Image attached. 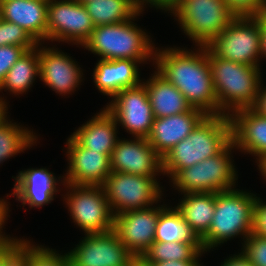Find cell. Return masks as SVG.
Listing matches in <instances>:
<instances>
[{
  "mask_svg": "<svg viewBox=\"0 0 266 266\" xmlns=\"http://www.w3.org/2000/svg\"><path fill=\"white\" fill-rule=\"evenodd\" d=\"M39 78L58 94H70L82 81V70L55 47H39Z\"/></svg>",
  "mask_w": 266,
  "mask_h": 266,
  "instance_id": "obj_16",
  "label": "cell"
},
{
  "mask_svg": "<svg viewBox=\"0 0 266 266\" xmlns=\"http://www.w3.org/2000/svg\"><path fill=\"white\" fill-rule=\"evenodd\" d=\"M257 196L231 189L215 193V212L208 233L201 239L204 251L211 250L238 235L243 241L253 232Z\"/></svg>",
  "mask_w": 266,
  "mask_h": 266,
  "instance_id": "obj_3",
  "label": "cell"
},
{
  "mask_svg": "<svg viewBox=\"0 0 266 266\" xmlns=\"http://www.w3.org/2000/svg\"><path fill=\"white\" fill-rule=\"evenodd\" d=\"M138 61L131 59H100L93 72L97 89L104 95L114 97L123 89L139 86Z\"/></svg>",
  "mask_w": 266,
  "mask_h": 266,
  "instance_id": "obj_20",
  "label": "cell"
},
{
  "mask_svg": "<svg viewBox=\"0 0 266 266\" xmlns=\"http://www.w3.org/2000/svg\"><path fill=\"white\" fill-rule=\"evenodd\" d=\"M117 121L104 108L71 135L82 147L111 157L118 141Z\"/></svg>",
  "mask_w": 266,
  "mask_h": 266,
  "instance_id": "obj_23",
  "label": "cell"
},
{
  "mask_svg": "<svg viewBox=\"0 0 266 266\" xmlns=\"http://www.w3.org/2000/svg\"><path fill=\"white\" fill-rule=\"evenodd\" d=\"M7 103L4 98L0 97V119L7 113Z\"/></svg>",
  "mask_w": 266,
  "mask_h": 266,
  "instance_id": "obj_46",
  "label": "cell"
},
{
  "mask_svg": "<svg viewBox=\"0 0 266 266\" xmlns=\"http://www.w3.org/2000/svg\"><path fill=\"white\" fill-rule=\"evenodd\" d=\"M79 243L68 252L71 266H131L136 260L113 229L85 234Z\"/></svg>",
  "mask_w": 266,
  "mask_h": 266,
  "instance_id": "obj_11",
  "label": "cell"
},
{
  "mask_svg": "<svg viewBox=\"0 0 266 266\" xmlns=\"http://www.w3.org/2000/svg\"><path fill=\"white\" fill-rule=\"evenodd\" d=\"M163 174L172 178L179 170L196 164L194 129L190 135L176 144L163 158Z\"/></svg>",
  "mask_w": 266,
  "mask_h": 266,
  "instance_id": "obj_31",
  "label": "cell"
},
{
  "mask_svg": "<svg viewBox=\"0 0 266 266\" xmlns=\"http://www.w3.org/2000/svg\"><path fill=\"white\" fill-rule=\"evenodd\" d=\"M175 207L201 240L210 228L215 212V193H186Z\"/></svg>",
  "mask_w": 266,
  "mask_h": 266,
  "instance_id": "obj_25",
  "label": "cell"
},
{
  "mask_svg": "<svg viewBox=\"0 0 266 266\" xmlns=\"http://www.w3.org/2000/svg\"><path fill=\"white\" fill-rule=\"evenodd\" d=\"M261 30V57H266V11L256 17Z\"/></svg>",
  "mask_w": 266,
  "mask_h": 266,
  "instance_id": "obj_41",
  "label": "cell"
},
{
  "mask_svg": "<svg viewBox=\"0 0 266 266\" xmlns=\"http://www.w3.org/2000/svg\"><path fill=\"white\" fill-rule=\"evenodd\" d=\"M243 245L241 252L253 266H266V237L252 232Z\"/></svg>",
  "mask_w": 266,
  "mask_h": 266,
  "instance_id": "obj_34",
  "label": "cell"
},
{
  "mask_svg": "<svg viewBox=\"0 0 266 266\" xmlns=\"http://www.w3.org/2000/svg\"><path fill=\"white\" fill-rule=\"evenodd\" d=\"M108 105L105 109L133 137L147 138L150 135L155 118L143 83L121 90Z\"/></svg>",
  "mask_w": 266,
  "mask_h": 266,
  "instance_id": "obj_12",
  "label": "cell"
},
{
  "mask_svg": "<svg viewBox=\"0 0 266 266\" xmlns=\"http://www.w3.org/2000/svg\"><path fill=\"white\" fill-rule=\"evenodd\" d=\"M207 53L220 114L252 108L262 81L260 68L221 59L208 47Z\"/></svg>",
  "mask_w": 266,
  "mask_h": 266,
  "instance_id": "obj_2",
  "label": "cell"
},
{
  "mask_svg": "<svg viewBox=\"0 0 266 266\" xmlns=\"http://www.w3.org/2000/svg\"><path fill=\"white\" fill-rule=\"evenodd\" d=\"M95 25L85 5L77 0H49L47 40L83 46Z\"/></svg>",
  "mask_w": 266,
  "mask_h": 266,
  "instance_id": "obj_10",
  "label": "cell"
},
{
  "mask_svg": "<svg viewBox=\"0 0 266 266\" xmlns=\"http://www.w3.org/2000/svg\"><path fill=\"white\" fill-rule=\"evenodd\" d=\"M14 179L12 194L22 202L23 206L28 204L30 208H39L45 204L48 205L54 200L55 193H58L56 189L58 180L46 168L20 171Z\"/></svg>",
  "mask_w": 266,
  "mask_h": 266,
  "instance_id": "obj_22",
  "label": "cell"
},
{
  "mask_svg": "<svg viewBox=\"0 0 266 266\" xmlns=\"http://www.w3.org/2000/svg\"><path fill=\"white\" fill-rule=\"evenodd\" d=\"M48 2L49 0L3 1L0 2L1 16L22 27L38 44H42L47 40Z\"/></svg>",
  "mask_w": 266,
  "mask_h": 266,
  "instance_id": "obj_19",
  "label": "cell"
},
{
  "mask_svg": "<svg viewBox=\"0 0 266 266\" xmlns=\"http://www.w3.org/2000/svg\"><path fill=\"white\" fill-rule=\"evenodd\" d=\"M164 205L125 211L114 216L113 230L122 244L139 259L155 242V229Z\"/></svg>",
  "mask_w": 266,
  "mask_h": 266,
  "instance_id": "obj_13",
  "label": "cell"
},
{
  "mask_svg": "<svg viewBox=\"0 0 266 266\" xmlns=\"http://www.w3.org/2000/svg\"><path fill=\"white\" fill-rule=\"evenodd\" d=\"M170 13L197 47L207 46L235 18L225 0H180Z\"/></svg>",
  "mask_w": 266,
  "mask_h": 266,
  "instance_id": "obj_5",
  "label": "cell"
},
{
  "mask_svg": "<svg viewBox=\"0 0 266 266\" xmlns=\"http://www.w3.org/2000/svg\"><path fill=\"white\" fill-rule=\"evenodd\" d=\"M253 232L266 237V203L257 197L254 207V225Z\"/></svg>",
  "mask_w": 266,
  "mask_h": 266,
  "instance_id": "obj_38",
  "label": "cell"
},
{
  "mask_svg": "<svg viewBox=\"0 0 266 266\" xmlns=\"http://www.w3.org/2000/svg\"><path fill=\"white\" fill-rule=\"evenodd\" d=\"M142 11L141 9L128 21L95 26L91 37L83 47L104 60L131 59L138 61L139 64L149 59L154 61V49L156 48L151 43L152 40L133 22Z\"/></svg>",
  "mask_w": 266,
  "mask_h": 266,
  "instance_id": "obj_4",
  "label": "cell"
},
{
  "mask_svg": "<svg viewBox=\"0 0 266 266\" xmlns=\"http://www.w3.org/2000/svg\"><path fill=\"white\" fill-rule=\"evenodd\" d=\"M207 47L221 59L259 67L261 30L258 19L234 18Z\"/></svg>",
  "mask_w": 266,
  "mask_h": 266,
  "instance_id": "obj_7",
  "label": "cell"
},
{
  "mask_svg": "<svg viewBox=\"0 0 266 266\" xmlns=\"http://www.w3.org/2000/svg\"><path fill=\"white\" fill-rule=\"evenodd\" d=\"M180 0H158V9L165 11H171V9L179 2Z\"/></svg>",
  "mask_w": 266,
  "mask_h": 266,
  "instance_id": "obj_44",
  "label": "cell"
},
{
  "mask_svg": "<svg viewBox=\"0 0 266 266\" xmlns=\"http://www.w3.org/2000/svg\"><path fill=\"white\" fill-rule=\"evenodd\" d=\"M39 45L41 46V43L31 50H27L9 69L0 85V91L5 89L19 95L30 89L35 77L40 76Z\"/></svg>",
  "mask_w": 266,
  "mask_h": 266,
  "instance_id": "obj_27",
  "label": "cell"
},
{
  "mask_svg": "<svg viewBox=\"0 0 266 266\" xmlns=\"http://www.w3.org/2000/svg\"><path fill=\"white\" fill-rule=\"evenodd\" d=\"M156 48L154 60L157 72L178 88L192 108L206 115H220L208 63L207 46L198 51L186 48Z\"/></svg>",
  "mask_w": 266,
  "mask_h": 266,
  "instance_id": "obj_1",
  "label": "cell"
},
{
  "mask_svg": "<svg viewBox=\"0 0 266 266\" xmlns=\"http://www.w3.org/2000/svg\"><path fill=\"white\" fill-rule=\"evenodd\" d=\"M102 187L114 215L151 207L162 199L160 184L153 177L111 172Z\"/></svg>",
  "mask_w": 266,
  "mask_h": 266,
  "instance_id": "obj_9",
  "label": "cell"
},
{
  "mask_svg": "<svg viewBox=\"0 0 266 266\" xmlns=\"http://www.w3.org/2000/svg\"><path fill=\"white\" fill-rule=\"evenodd\" d=\"M24 239H14L0 249V266H22L21 246Z\"/></svg>",
  "mask_w": 266,
  "mask_h": 266,
  "instance_id": "obj_37",
  "label": "cell"
},
{
  "mask_svg": "<svg viewBox=\"0 0 266 266\" xmlns=\"http://www.w3.org/2000/svg\"><path fill=\"white\" fill-rule=\"evenodd\" d=\"M13 45L25 47L27 50L35 48L38 43L20 26L4 19L0 21V46Z\"/></svg>",
  "mask_w": 266,
  "mask_h": 266,
  "instance_id": "obj_33",
  "label": "cell"
},
{
  "mask_svg": "<svg viewBox=\"0 0 266 266\" xmlns=\"http://www.w3.org/2000/svg\"><path fill=\"white\" fill-rule=\"evenodd\" d=\"M7 113L0 119V164L36 143L33 131L8 122Z\"/></svg>",
  "mask_w": 266,
  "mask_h": 266,
  "instance_id": "obj_30",
  "label": "cell"
},
{
  "mask_svg": "<svg viewBox=\"0 0 266 266\" xmlns=\"http://www.w3.org/2000/svg\"><path fill=\"white\" fill-rule=\"evenodd\" d=\"M142 83L146 87L154 118L177 115L192 109L182 92L157 71Z\"/></svg>",
  "mask_w": 266,
  "mask_h": 266,
  "instance_id": "obj_24",
  "label": "cell"
},
{
  "mask_svg": "<svg viewBox=\"0 0 266 266\" xmlns=\"http://www.w3.org/2000/svg\"><path fill=\"white\" fill-rule=\"evenodd\" d=\"M8 204L7 201H4V199H0V249L7 246L9 243H11L15 238H11L10 236L8 237L2 234V227L3 224L5 223V220H7L8 217Z\"/></svg>",
  "mask_w": 266,
  "mask_h": 266,
  "instance_id": "obj_39",
  "label": "cell"
},
{
  "mask_svg": "<svg viewBox=\"0 0 266 266\" xmlns=\"http://www.w3.org/2000/svg\"><path fill=\"white\" fill-rule=\"evenodd\" d=\"M64 184L70 189L68 197L65 195L70 216L85 234L104 233L113 229L115 215L102 186Z\"/></svg>",
  "mask_w": 266,
  "mask_h": 266,
  "instance_id": "obj_8",
  "label": "cell"
},
{
  "mask_svg": "<svg viewBox=\"0 0 266 266\" xmlns=\"http://www.w3.org/2000/svg\"><path fill=\"white\" fill-rule=\"evenodd\" d=\"M131 266H147L140 259H136Z\"/></svg>",
  "mask_w": 266,
  "mask_h": 266,
  "instance_id": "obj_48",
  "label": "cell"
},
{
  "mask_svg": "<svg viewBox=\"0 0 266 266\" xmlns=\"http://www.w3.org/2000/svg\"><path fill=\"white\" fill-rule=\"evenodd\" d=\"M57 251L35 246L27 239L21 246L22 266H71L68 253L60 255Z\"/></svg>",
  "mask_w": 266,
  "mask_h": 266,
  "instance_id": "obj_32",
  "label": "cell"
},
{
  "mask_svg": "<svg viewBox=\"0 0 266 266\" xmlns=\"http://www.w3.org/2000/svg\"><path fill=\"white\" fill-rule=\"evenodd\" d=\"M69 168L63 183L102 186L111 173L110 157L82 147L72 136L67 140Z\"/></svg>",
  "mask_w": 266,
  "mask_h": 266,
  "instance_id": "obj_15",
  "label": "cell"
},
{
  "mask_svg": "<svg viewBox=\"0 0 266 266\" xmlns=\"http://www.w3.org/2000/svg\"><path fill=\"white\" fill-rule=\"evenodd\" d=\"M206 114L196 108L177 115L155 118L147 137L162 158L181 140L187 138Z\"/></svg>",
  "mask_w": 266,
  "mask_h": 266,
  "instance_id": "obj_17",
  "label": "cell"
},
{
  "mask_svg": "<svg viewBox=\"0 0 266 266\" xmlns=\"http://www.w3.org/2000/svg\"><path fill=\"white\" fill-rule=\"evenodd\" d=\"M77 1L84 4L85 2H88V1H91V0H77Z\"/></svg>",
  "mask_w": 266,
  "mask_h": 266,
  "instance_id": "obj_49",
  "label": "cell"
},
{
  "mask_svg": "<svg viewBox=\"0 0 266 266\" xmlns=\"http://www.w3.org/2000/svg\"><path fill=\"white\" fill-rule=\"evenodd\" d=\"M229 117L233 144L242 152L256 156L259 165L266 158V117L252 108L236 110Z\"/></svg>",
  "mask_w": 266,
  "mask_h": 266,
  "instance_id": "obj_18",
  "label": "cell"
},
{
  "mask_svg": "<svg viewBox=\"0 0 266 266\" xmlns=\"http://www.w3.org/2000/svg\"><path fill=\"white\" fill-rule=\"evenodd\" d=\"M27 51L25 47L6 45L0 46V85L9 69Z\"/></svg>",
  "mask_w": 266,
  "mask_h": 266,
  "instance_id": "obj_36",
  "label": "cell"
},
{
  "mask_svg": "<svg viewBox=\"0 0 266 266\" xmlns=\"http://www.w3.org/2000/svg\"><path fill=\"white\" fill-rule=\"evenodd\" d=\"M232 142V127L227 115H206L194 128L196 164L221 153Z\"/></svg>",
  "mask_w": 266,
  "mask_h": 266,
  "instance_id": "obj_21",
  "label": "cell"
},
{
  "mask_svg": "<svg viewBox=\"0 0 266 266\" xmlns=\"http://www.w3.org/2000/svg\"><path fill=\"white\" fill-rule=\"evenodd\" d=\"M231 142L221 153L197 164L179 170L170 180L181 194L227 191L234 189L237 180L231 150ZM231 158V159H230ZM183 192V193H182Z\"/></svg>",
  "mask_w": 266,
  "mask_h": 266,
  "instance_id": "obj_6",
  "label": "cell"
},
{
  "mask_svg": "<svg viewBox=\"0 0 266 266\" xmlns=\"http://www.w3.org/2000/svg\"><path fill=\"white\" fill-rule=\"evenodd\" d=\"M155 241L201 243L179 211L175 207L167 208L166 206L159 213Z\"/></svg>",
  "mask_w": 266,
  "mask_h": 266,
  "instance_id": "obj_28",
  "label": "cell"
},
{
  "mask_svg": "<svg viewBox=\"0 0 266 266\" xmlns=\"http://www.w3.org/2000/svg\"><path fill=\"white\" fill-rule=\"evenodd\" d=\"M260 84L257 100L252 109L259 115L266 117V87L263 88ZM265 89V90H264Z\"/></svg>",
  "mask_w": 266,
  "mask_h": 266,
  "instance_id": "obj_40",
  "label": "cell"
},
{
  "mask_svg": "<svg viewBox=\"0 0 266 266\" xmlns=\"http://www.w3.org/2000/svg\"><path fill=\"white\" fill-rule=\"evenodd\" d=\"M136 1L140 4L142 10H144L143 7L146 6V3L147 4L149 3L150 5H152V7L154 6L155 8L158 9V0H136Z\"/></svg>",
  "mask_w": 266,
  "mask_h": 266,
  "instance_id": "obj_45",
  "label": "cell"
},
{
  "mask_svg": "<svg viewBox=\"0 0 266 266\" xmlns=\"http://www.w3.org/2000/svg\"><path fill=\"white\" fill-rule=\"evenodd\" d=\"M111 172H124L156 178L163 174V159L147 138L118 139L110 157Z\"/></svg>",
  "mask_w": 266,
  "mask_h": 266,
  "instance_id": "obj_14",
  "label": "cell"
},
{
  "mask_svg": "<svg viewBox=\"0 0 266 266\" xmlns=\"http://www.w3.org/2000/svg\"><path fill=\"white\" fill-rule=\"evenodd\" d=\"M84 5L95 26L128 21L141 10L136 0H91Z\"/></svg>",
  "mask_w": 266,
  "mask_h": 266,
  "instance_id": "obj_26",
  "label": "cell"
},
{
  "mask_svg": "<svg viewBox=\"0 0 266 266\" xmlns=\"http://www.w3.org/2000/svg\"><path fill=\"white\" fill-rule=\"evenodd\" d=\"M235 18L257 17L266 11V0H225Z\"/></svg>",
  "mask_w": 266,
  "mask_h": 266,
  "instance_id": "obj_35",
  "label": "cell"
},
{
  "mask_svg": "<svg viewBox=\"0 0 266 266\" xmlns=\"http://www.w3.org/2000/svg\"><path fill=\"white\" fill-rule=\"evenodd\" d=\"M205 253L201 243L155 241L139 258L147 266L168 260H198Z\"/></svg>",
  "mask_w": 266,
  "mask_h": 266,
  "instance_id": "obj_29",
  "label": "cell"
},
{
  "mask_svg": "<svg viewBox=\"0 0 266 266\" xmlns=\"http://www.w3.org/2000/svg\"><path fill=\"white\" fill-rule=\"evenodd\" d=\"M152 266H203L199 260H168L156 262Z\"/></svg>",
  "mask_w": 266,
  "mask_h": 266,
  "instance_id": "obj_43",
  "label": "cell"
},
{
  "mask_svg": "<svg viewBox=\"0 0 266 266\" xmlns=\"http://www.w3.org/2000/svg\"><path fill=\"white\" fill-rule=\"evenodd\" d=\"M221 266H253L250 261L241 252L239 255H234L225 259Z\"/></svg>",
  "mask_w": 266,
  "mask_h": 266,
  "instance_id": "obj_42",
  "label": "cell"
},
{
  "mask_svg": "<svg viewBox=\"0 0 266 266\" xmlns=\"http://www.w3.org/2000/svg\"><path fill=\"white\" fill-rule=\"evenodd\" d=\"M261 174L264 176L266 180V158L258 165Z\"/></svg>",
  "mask_w": 266,
  "mask_h": 266,
  "instance_id": "obj_47",
  "label": "cell"
}]
</instances>
